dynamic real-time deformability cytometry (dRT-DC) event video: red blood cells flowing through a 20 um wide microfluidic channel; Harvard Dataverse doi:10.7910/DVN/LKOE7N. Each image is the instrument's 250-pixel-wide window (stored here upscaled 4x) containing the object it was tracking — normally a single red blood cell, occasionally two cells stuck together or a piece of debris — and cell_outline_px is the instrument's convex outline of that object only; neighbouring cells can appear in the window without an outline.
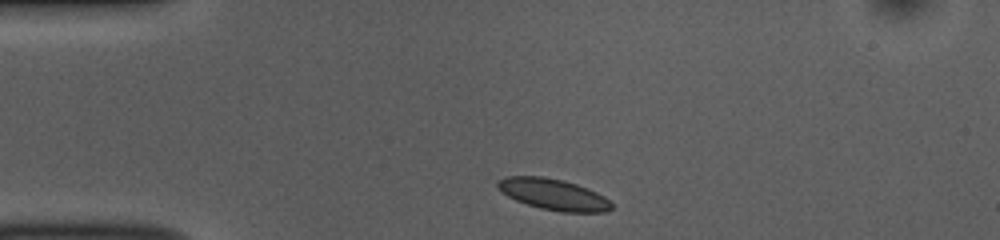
{"species": "common noctule bat (a hibernating species)", "species_latin": "Nyctalus noctula", "temperature_condition": "room temperature", "stored_images_in_passage": 39, "camera_frame_rate_fps": 3000, "um_per_image_px": 0.085, "animal": {"sex": "female", "body_mass_g": 10.0, "forearm_length_mm": 53.1}, "frame": {"image": 1, "passage_image": 1, "time_ms": 0.0, "image_size_px": [1000, 240], "cell_outline_px": [[612, 208], [592, 212], [576, 212], [548, 208], [532, 204], [520, 200], [504, 192], [500, 188], [500, 184], [504, 180], [516, 176], [532, 176], [556, 180], [572, 184], [584, 188], [600, 196], [612, 204]], "centroid_in_image_um": [47.09, 16.53], "position_along_channel_um": 37.9, "area_um2": 18.21}}
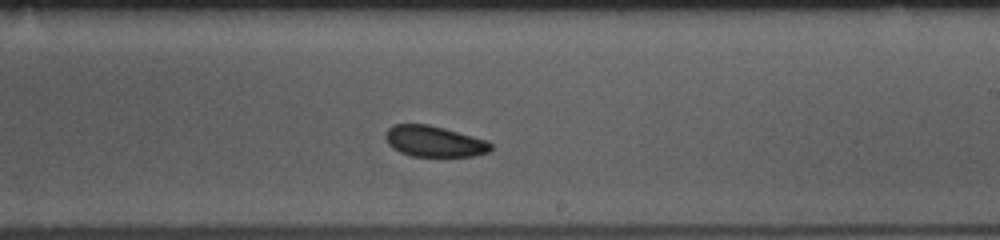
{"frame": {"image": 2, "passage_image": 21, "time_ms": 6.667, "image_size_px": [1000, 240], "cell_outline_px": [[488, 148], [484, 152], [464, 156], [420, 156], [404, 152], [396, 148], [388, 140], [388, 132], [392, 128], [400, 124], [420, 124], [452, 132], [480, 140], [488, 144]], "centroid_in_image_um": [36.84, 12.03], "position_along_channel_um": 252.2, "area_um2": 16.7}}
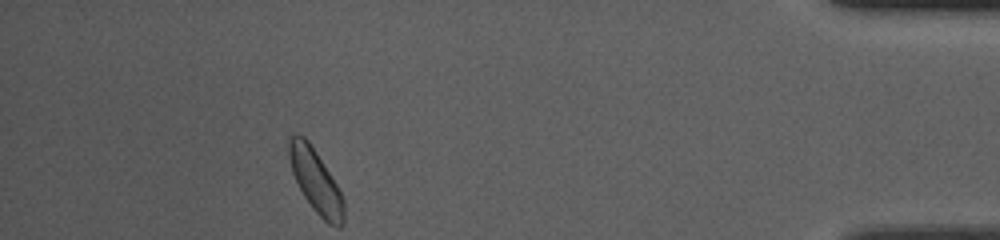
{"frame": {"image": 3, "passage_image": 38, "time_ms": 12.333, "image_size_px": [1000, 240], "cell_outline_px": [[340, 212], [324, 216], [308, 200], [292, 168], [292, 140], [304, 140], [312, 148], [332, 180], [340, 196]], "centroid_in_image_um": [26.74, 15.22], "position_along_channel_um": 408.5, "area_um2": 15.03}, "authors_computed_cell_mechanics": {"area_um2": 16.5308, "velocity_mm_per_s": 3.6869, "shape_relaxation_time_tau1_ms": 4.5236, "shape_relaxation_time_tau2_ms": 7.5349, "deformation_change_tau1": 0.1192, "deformation_change_tau2": 0.1126}}